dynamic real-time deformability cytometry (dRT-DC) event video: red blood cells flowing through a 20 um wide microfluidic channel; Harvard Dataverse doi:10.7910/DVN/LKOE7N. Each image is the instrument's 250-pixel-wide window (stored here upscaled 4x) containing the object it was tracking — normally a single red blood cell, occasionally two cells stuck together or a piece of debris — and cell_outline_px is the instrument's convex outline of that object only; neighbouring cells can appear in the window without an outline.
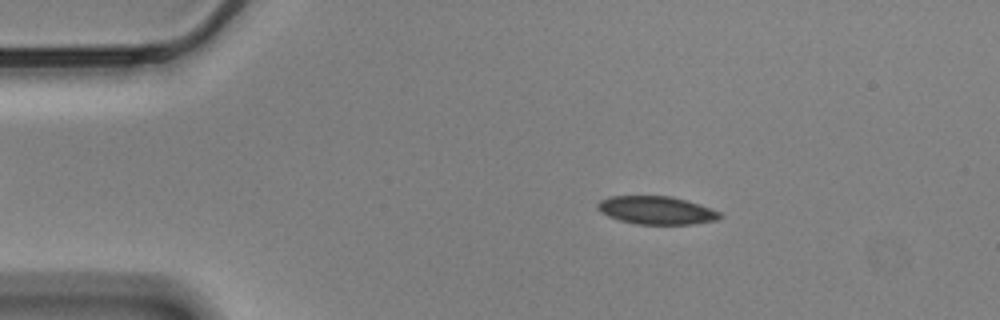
{"species": "Egyptian fruit bat (a non-hibernating species)", "species_latin": "Rousettus aegyptiacus", "temperature_condition": "cold", "stored_images_in_passage": 48, "camera_frame_rate_fps": 3000, "um_per_image_px": 0.085, "animal": {"sex": "male"}, "frame": {"image": 1, "passage_image": 1, "time_ms": 0.0, "image_size_px": [1000, 320], "cell_outline_px": [[724, 216], [716, 220], [692, 224], [636, 224], [620, 220], [608, 216], [600, 212], [596, 208], [596, 204], [600, 200], [608, 196], [668, 196], [684, 200], [720, 212]], "centroid_in_image_um": [55.73, 17.88], "position_along_channel_um": 29.3, "area_um2": 19.83}}
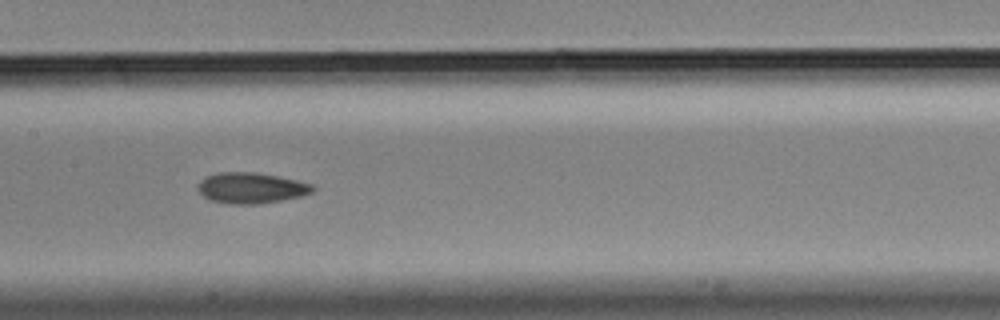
{"frame": {"image": 2, "passage_image": 19, "time_ms": 6.0, "image_size_px": [1000, 320], "cell_outline_px": [[316, 188], [312, 192], [300, 196], [260, 204], [228, 204], [208, 200], [200, 192], [200, 180], [216, 172], [256, 172], [280, 176], [312, 184]], "centroid_in_image_um": [21.36, 15.97], "position_along_channel_um": 186.0, "area_um2": 20.58}}
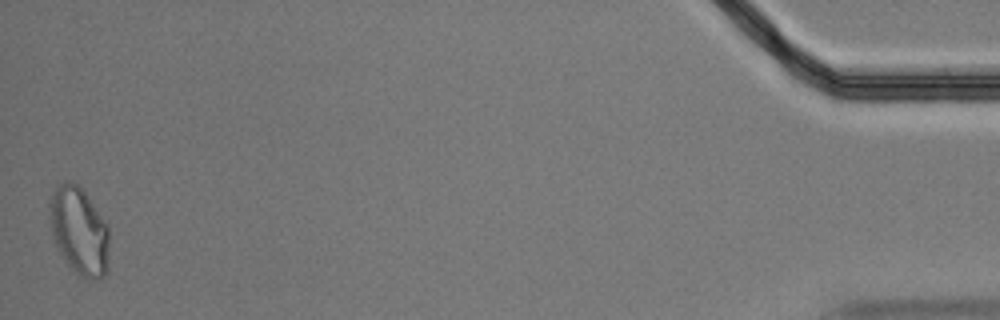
{"frame": {"image": 3, "passage_image": 48, "time_ms": 15.667, "image_size_px": [1000, 320], "cell_outline_px": [[108, 268], [104, 276], [96, 280], [80, 276], [68, 264], [56, 248], [52, 232], [48, 204], [48, 200], [56, 184], [64, 180], [68, 180], [76, 184], [84, 192], [108, 228]], "centroid_in_image_um": [6.69, 19.62], "position_along_channel_um": 428.5, "area_um2": 30.29}, "authors_computed_cell_mechanics": {"area_um2": 20.5768, "velocity_mm_per_s": 3.462, "shape_relaxation_time_tau1_ms": 9.4931, "shape_relaxation_time_tau2_ms": 5.8631, "deformation_change_tau1": 0.1263, "deformation_change_tau2": 0.0913}}